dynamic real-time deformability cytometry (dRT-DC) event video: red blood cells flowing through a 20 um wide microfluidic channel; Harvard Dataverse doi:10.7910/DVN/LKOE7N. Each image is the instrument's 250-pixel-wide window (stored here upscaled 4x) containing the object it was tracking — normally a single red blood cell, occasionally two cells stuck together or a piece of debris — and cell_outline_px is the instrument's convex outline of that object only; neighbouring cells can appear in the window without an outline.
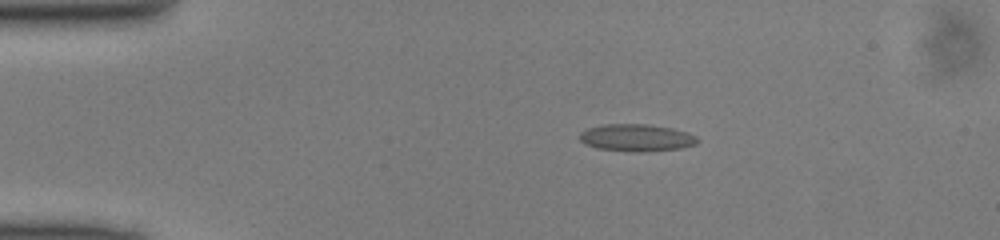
{"species": "common noctule bat (a hibernating species)", "species_latin": "Nyctalus noctula", "temperature_condition": "cold", "stored_images_in_passage": 41, "camera_frame_rate_fps": 3000, "um_per_image_px": 0.085, "animal": {"sex": "male", "body_mass_g": 13.0, "forearm_length_mm": 53.1}, "frame": {"image": 1, "passage_image": 1, "time_ms": 0.0, "image_size_px": [1000, 240], "cell_outline_px": [[700, 140], [696, 144], [680, 148], [644, 152], [628, 152], [596, 148], [584, 144], [580, 140], [580, 132], [588, 128], [604, 124], [648, 124], [672, 128], [688, 132], [696, 136]], "centroid_in_image_um": [54.1, 11.71], "position_along_channel_um": 30.9, "area_um2": 18.9}}
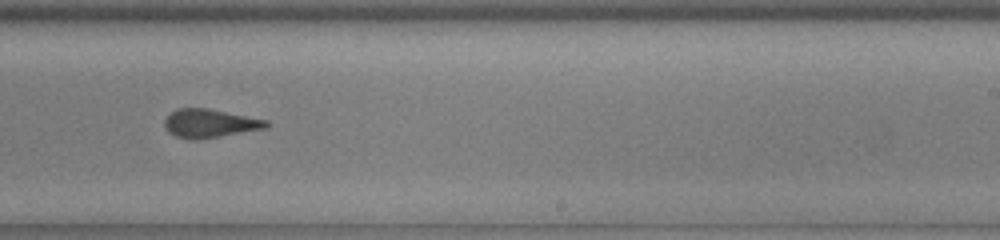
{"frame": {"image": 2, "passage_image": 22, "time_ms": 7.0, "image_size_px": [1000, 240], "cell_outline_px": [[272, 124], [268, 128], [200, 140], [196, 140], [176, 136], [168, 132], [164, 128], [164, 120], [176, 108], [208, 108], [268, 120]], "centroid_in_image_um": [17.87, 10.49], "position_along_channel_um": 271.1, "area_um2": 17.17}}
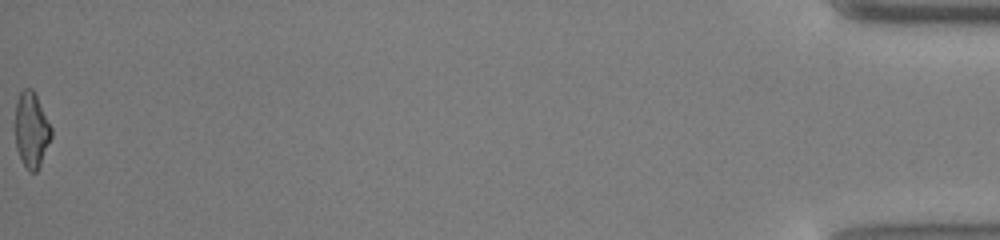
{"frame": {"image": 3, "passage_image": 41, "time_ms": 13.333, "image_size_px": [1000, 240], "cell_outline_px": [[52, 136], [40, 164], [36, 172], [28, 172], [20, 160], [16, 148], [16, 104], [20, 92], [24, 88], [32, 88], [52, 128]], "centroid_in_image_um": [2.67, 11.08], "position_along_channel_um": 432.5, "area_um2": 15.72}}